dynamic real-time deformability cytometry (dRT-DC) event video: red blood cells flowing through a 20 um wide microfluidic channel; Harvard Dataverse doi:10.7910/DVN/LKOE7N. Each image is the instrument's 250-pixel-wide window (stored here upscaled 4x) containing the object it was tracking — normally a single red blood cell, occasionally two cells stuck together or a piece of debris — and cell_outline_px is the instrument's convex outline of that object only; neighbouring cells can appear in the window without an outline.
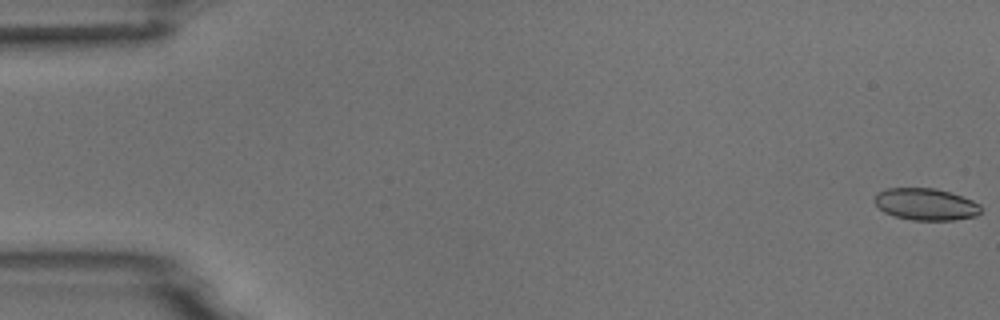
{"species": "common noctule bat (a hibernating species)", "species_latin": "Nyctalus noctula", "temperature_condition": "room temperature", "stored_images_in_passage": 5, "camera_frame_rate_fps": 3000, "um_per_image_px": 0.085, "animal": {"sex": "male", "body_mass_g": 18.8}, "frame": {"image": 1, "passage_image": 1, "time_ms": 0.0, "image_size_px": [1000, 320], "cell_outline_px": [[980, 212], [976, 216], [952, 220], [912, 220], [896, 216], [884, 212], [872, 200], [880, 192], [888, 188], [936, 188], [972, 200], [980, 204]], "centroid_in_image_um": [78.69, 17.36], "position_along_channel_um": 6.3, "area_um2": 19.54}}
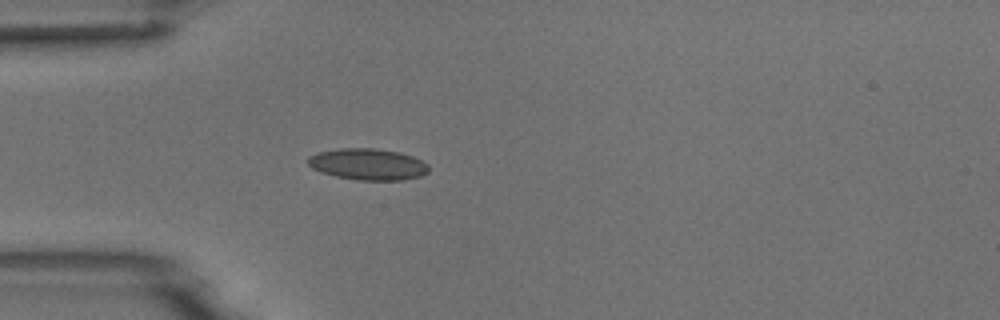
{"frame": {"image": 2, "passage_image": 5, "time_ms": 5.0, "image_size_px": [1000, 320], "cell_outline_px": [[428, 172], [420, 176], [404, 180], [360, 180], [336, 176], [320, 172], [312, 168], [308, 164], [308, 156], [316, 152], [340, 148], [376, 148], [400, 152], [412, 156], [428, 164]], "centroid_in_image_um": [31.25, 13.95], "position_along_channel_um": 53.7, "area_um2": 22.2}}